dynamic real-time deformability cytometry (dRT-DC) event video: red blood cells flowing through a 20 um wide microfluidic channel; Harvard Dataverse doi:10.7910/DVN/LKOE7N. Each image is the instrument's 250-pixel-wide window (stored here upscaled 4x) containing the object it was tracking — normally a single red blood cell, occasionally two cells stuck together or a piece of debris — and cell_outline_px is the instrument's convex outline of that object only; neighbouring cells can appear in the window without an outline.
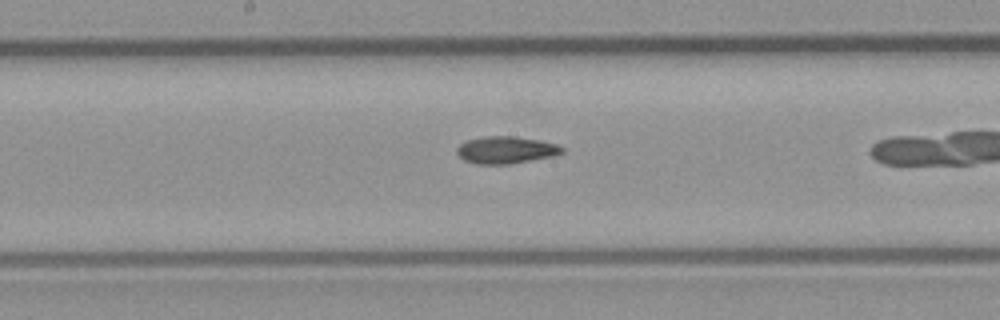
{"species": "common noctule bat (a hibernating species)", "species_latin": "Nyctalus noctula", "temperature_condition": "room temperature", "stored_images_in_passage": 31, "camera_frame_rate_fps": 3000, "um_per_image_px": 0.085, "animal": {"sex": "male", "body_mass_g": 23.1, "forearm_length_mm": 52.7}, "frame": {"image": 1, "passage_image": 18, "time_ms": 5.667, "image_size_px": [1000, 320], "cell_outline_px": [[564, 152], [552, 156], [508, 164], [476, 164], [464, 160], [456, 152], [456, 148], [460, 144], [468, 140], [484, 136], [512, 136], [540, 140], [556, 144], [564, 148]], "centroid_in_image_um": [42.99, 12.74], "position_along_channel_um": 205.2, "area_um2": 16.53}}
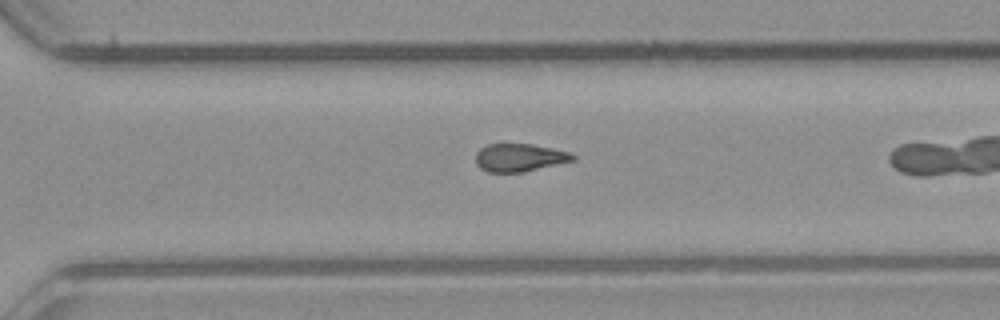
{"frame": {"image": 2, "passage_image": 27, "time_ms": 8.667, "image_size_px": [1000, 320], "cell_outline_px": [[576, 160], [520, 172], [488, 172], [480, 168], [476, 164], [476, 152], [480, 148], [488, 144], [532, 144], [552, 148], [568, 152], [576, 156]], "centroid_in_image_um": [44.14, 13.39], "position_along_channel_um": 326.5, "area_um2": 15.66}}